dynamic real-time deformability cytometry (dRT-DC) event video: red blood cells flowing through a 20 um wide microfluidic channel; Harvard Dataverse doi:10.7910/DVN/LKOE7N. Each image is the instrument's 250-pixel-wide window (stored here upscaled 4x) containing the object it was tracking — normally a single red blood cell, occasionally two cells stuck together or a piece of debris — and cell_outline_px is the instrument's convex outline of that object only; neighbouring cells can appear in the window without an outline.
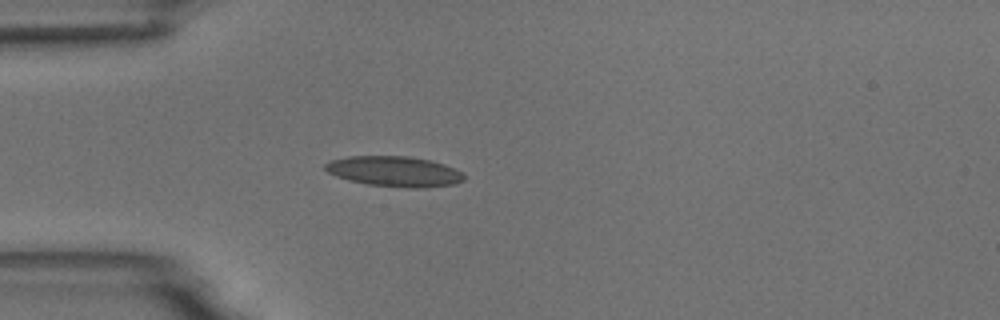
{"species": "common noctule bat (a hibernating species)", "species_latin": "Nyctalus noctula", "temperature_condition": "room temperature", "stored_images_in_passage": 4, "camera_frame_rate_fps": 3000, "um_per_image_px": 0.085, "animal": {"sex": "male", "body_mass_g": 18.8}, "frame": {"image": 1, "passage_image": 4, "time_ms": 3.667, "image_size_px": [1000, 320], "cell_outline_px": [[464, 180], [456, 184], [424, 188], [404, 188], [368, 184], [348, 180], [336, 176], [328, 172], [324, 168], [324, 164], [332, 160], [348, 156], [408, 156], [428, 160], [444, 164], [464, 172]], "centroid_in_image_um": [33.55, 14.58], "position_along_channel_um": 51.5, "area_um2": 24.68}}